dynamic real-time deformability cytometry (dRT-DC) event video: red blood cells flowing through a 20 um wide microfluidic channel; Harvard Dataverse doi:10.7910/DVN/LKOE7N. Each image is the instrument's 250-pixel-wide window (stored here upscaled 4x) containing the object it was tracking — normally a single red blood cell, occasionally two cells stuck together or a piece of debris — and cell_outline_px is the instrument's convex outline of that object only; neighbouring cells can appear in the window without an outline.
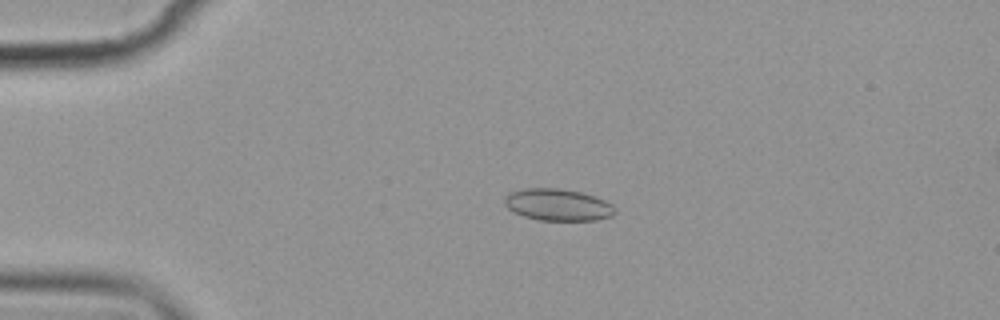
{"species": "common noctule bat (a hibernating species)", "species_latin": "Nyctalus noctula", "temperature_condition": "cold", "stored_images_in_passage": 6, "camera_frame_rate_fps": 3000, "um_per_image_px": 0.085, "animal": {"sex": "female", "body_mass_g": 19.9}, "frame": {"image": 1, "passage_image": 4, "time_ms": 3.667, "image_size_px": [1000, 320], "cell_outline_px": [[616, 212], [612, 216], [596, 220], [540, 220], [524, 216], [508, 208], [504, 204], [504, 196], [512, 192], [528, 188], [560, 188], [580, 192], [604, 200], [612, 204]], "centroid_in_image_um": [47.42, 17.4], "position_along_channel_um": 37.6, "area_um2": 20.29}}